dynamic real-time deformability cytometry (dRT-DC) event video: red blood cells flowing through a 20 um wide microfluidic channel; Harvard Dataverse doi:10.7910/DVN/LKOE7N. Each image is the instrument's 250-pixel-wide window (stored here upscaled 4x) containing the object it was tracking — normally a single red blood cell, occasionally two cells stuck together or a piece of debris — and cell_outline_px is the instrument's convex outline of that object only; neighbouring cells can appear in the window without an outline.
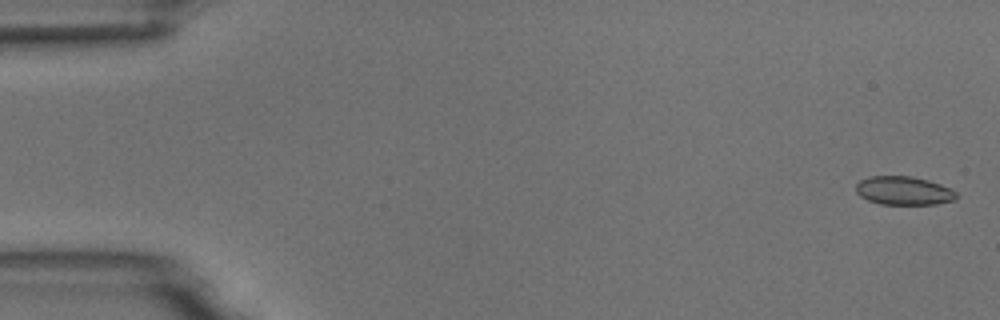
{"species": "common noctule bat (a hibernating species)", "species_latin": "Nyctalus noctula", "temperature_condition": "room temperature", "stored_images_in_passage": 7, "camera_frame_rate_fps": 3000, "um_per_image_px": 0.085, "animal": {"sex": "male", "body_mass_g": 18.8}, "frame": {"image": 1, "passage_image": 1, "time_ms": 0.0, "image_size_px": [1000, 320], "cell_outline_px": [[956, 200], [936, 204], [880, 204], [868, 200], [860, 196], [856, 192], [856, 184], [860, 180], [868, 176], [912, 176], [928, 180], [940, 184], [956, 192]], "centroid_in_image_um": [76.79, 16.2], "position_along_channel_um": 8.2, "area_um2": 16.7}}
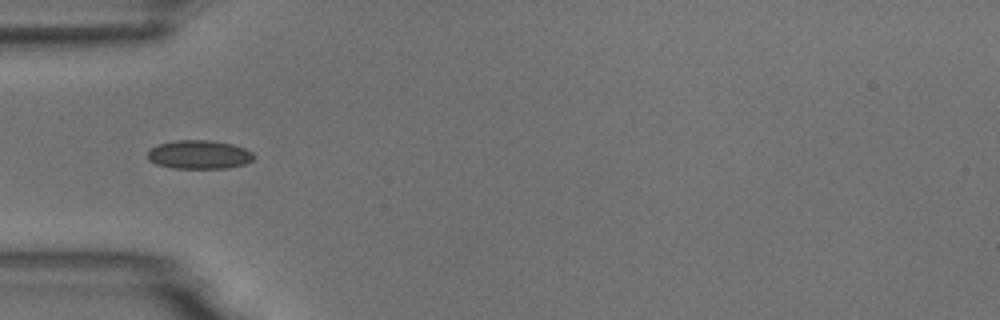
{"frame": {"image": 2, "passage_image": 5, "time_ms": 5.333, "image_size_px": [1000, 320], "cell_outline_px": [[256, 156], [252, 160], [244, 164], [228, 168], [172, 168], [156, 164], [148, 160], [144, 156], [156, 144], [176, 140], [212, 140], [232, 144], [244, 148], [252, 152]], "centroid_in_image_um": [16.9, 13.14], "position_along_channel_um": 68.1, "area_um2": 17.98}}